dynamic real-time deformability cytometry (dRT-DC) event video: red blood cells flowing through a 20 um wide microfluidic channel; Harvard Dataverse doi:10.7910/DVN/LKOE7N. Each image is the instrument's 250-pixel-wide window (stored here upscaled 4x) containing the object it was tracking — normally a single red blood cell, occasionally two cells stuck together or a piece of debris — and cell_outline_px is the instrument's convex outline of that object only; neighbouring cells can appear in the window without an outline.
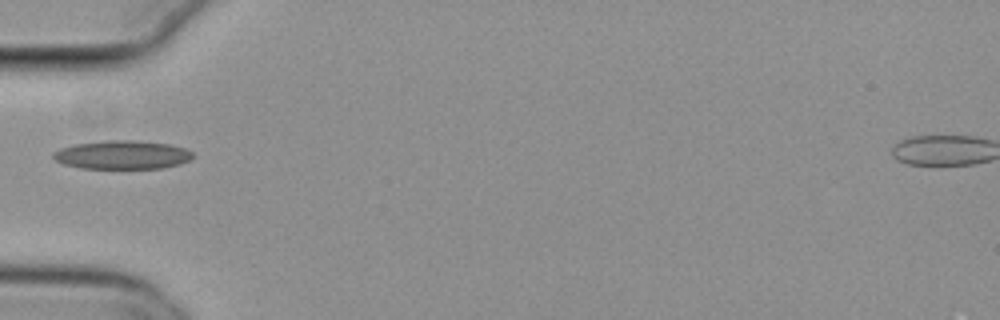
{"species": "common noctule bat (a hibernating species)", "species_latin": "Nyctalus noctula", "temperature_condition": "cold", "stored_images_in_passage": 31, "camera_frame_rate_fps": 3000, "um_per_image_px": 0.085, "animal": {"sex": "female", "body_mass_g": 29.2, "forearm_length_mm": 56.3}, "frame": {"image": 1, "passage_image": 1, "time_ms": 0.0, "image_size_px": [1000, 320], "cell_outline_px": [[196, 156], [180, 164], [160, 168], [80, 168], [64, 164], [56, 160], [52, 156], [52, 152], [60, 148], [76, 144], [104, 140], [136, 140], [168, 144], [188, 148]], "centroid_in_image_um": [10.41, 13.15], "position_along_channel_um": 74.6, "area_um2": 23.35}}
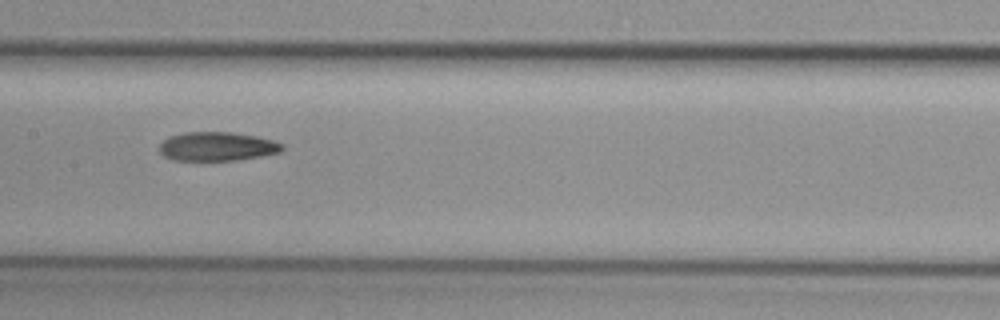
{"frame": {"image": 2, "passage_image": 10, "time_ms": 3.0, "image_size_px": [1000, 320], "cell_outline_px": [[284, 148], [280, 152], [260, 156], [236, 160], [172, 160], [164, 156], [160, 152], [160, 144], [168, 136], [184, 132], [232, 132], [256, 136], [272, 140], [284, 144]], "centroid_in_image_um": [18.45, 12.44], "position_along_channel_um": 189.0, "area_um2": 20.69}}
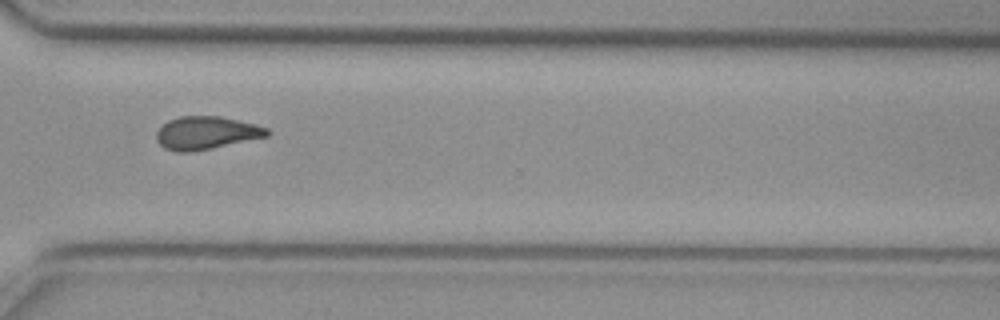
{"frame": {"image": 3, "passage_image": 23, "time_ms": 7.333, "image_size_px": [1000, 320], "cell_outline_px": [[272, 132], [268, 136], [212, 148], [188, 152], [176, 152], [164, 148], [156, 140], [156, 132], [168, 120], [180, 116], [220, 116], [256, 124], [268, 128]], "centroid_in_image_um": [17.54, 11.29], "position_along_channel_um": 353.1, "area_um2": 21.27}, "authors_computed_cell_mechanics": {"area_um2": 21.1548, "velocity_mm_per_s": 3.7863, "shape_relaxation_time_tau1_ms": null, "shape_relaxation_time_tau2_ms": 5.0407, "deformation_change_tau1": null, "deformation_change_tau2": 0.1227}}